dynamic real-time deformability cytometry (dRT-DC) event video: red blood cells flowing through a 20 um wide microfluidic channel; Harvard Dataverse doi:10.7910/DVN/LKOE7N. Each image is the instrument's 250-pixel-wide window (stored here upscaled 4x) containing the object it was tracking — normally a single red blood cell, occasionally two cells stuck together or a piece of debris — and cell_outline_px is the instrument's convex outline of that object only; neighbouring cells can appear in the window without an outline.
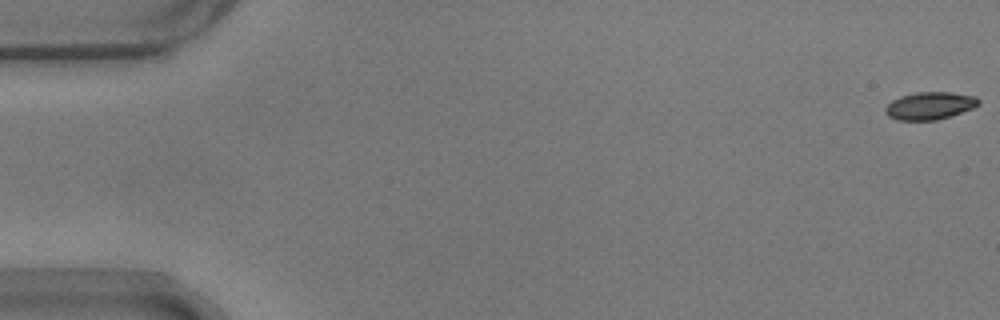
{"species": "common noctule bat (a hibernating species)", "species_latin": "Nyctalus noctula", "temperature_condition": "warm", "stored_images_in_passage": 14, "camera_frame_rate_fps": 3000, "um_per_image_px": 0.085, "animal": {"sex": "male", "body_mass_g": 17.9}, "frame": {"image": 1, "passage_image": 1, "time_ms": 0.0, "image_size_px": [1000, 320], "cell_outline_px": [[980, 104], [972, 108], [936, 120], [896, 120], [888, 116], [884, 112], [884, 108], [892, 100], [900, 96], [916, 92], [952, 92], [976, 96], [980, 100]], "centroid_in_image_um": [79.01, 8.97], "position_along_channel_um": 6.0, "area_um2": 14.97}}